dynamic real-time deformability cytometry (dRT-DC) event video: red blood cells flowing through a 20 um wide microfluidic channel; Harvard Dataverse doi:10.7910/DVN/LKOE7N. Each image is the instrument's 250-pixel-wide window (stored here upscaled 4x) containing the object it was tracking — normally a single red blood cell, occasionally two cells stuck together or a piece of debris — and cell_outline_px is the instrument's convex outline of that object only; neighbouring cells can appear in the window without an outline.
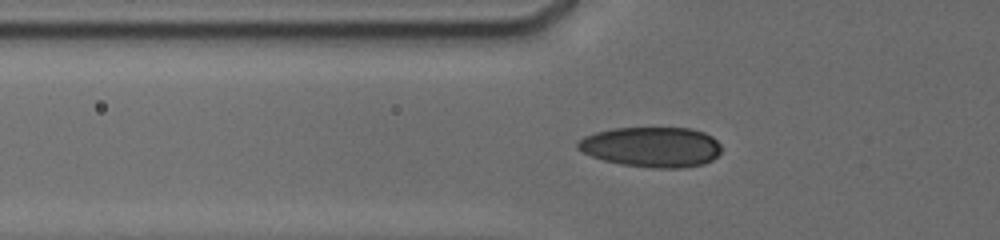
{"species": "human", "species_latin": "Homo sapiens", "temperature_condition": "cold", "stored_images_in_passage": 10, "camera_frame_rate_fps": 3000, "um_per_image_px": 0.085, "donor": {"sex": "male"}, "frame": {"image": 1, "passage_image": 2, "time_ms": 0.333, "image_size_px": [1000, 240], "cell_outline_px": [[720, 152], [712, 160], [704, 164], [680, 168], [652, 168], [620, 164], [604, 160], [592, 156], [576, 148], [576, 144], [584, 136], [596, 132], [612, 128], [688, 128], [704, 132], [712, 136], [720, 144]], "centroid_in_image_um": [55.38, 12.49], "position_along_channel_um": 70.4, "area_um2": 33.64}}
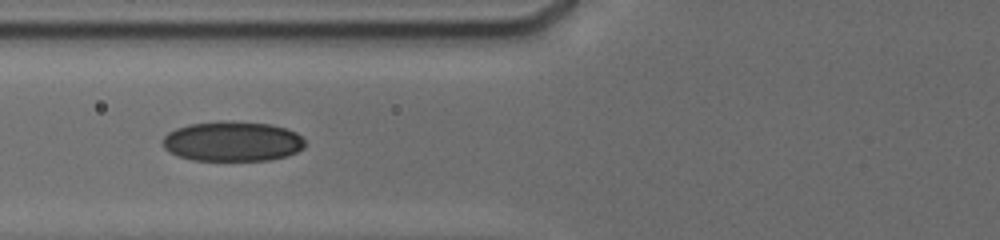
{"frame": {"image": 2, "passage_image": 9, "time_ms": 1.333, "image_size_px": [1000, 240], "cell_outline_px": [[308, 144], [304, 148], [288, 156], [268, 160], [192, 160], [176, 156], [164, 148], [164, 136], [168, 132], [176, 128], [188, 124], [220, 120], [272, 124], [296, 132]], "centroid_in_image_um": [19.77, 12.01], "position_along_channel_um": 106.0, "area_um2": 33.41}}